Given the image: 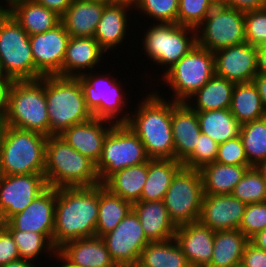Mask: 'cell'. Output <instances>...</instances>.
I'll return each mask as SVG.
<instances>
[{"label": "cell", "mask_w": 266, "mask_h": 267, "mask_svg": "<svg viewBox=\"0 0 266 267\" xmlns=\"http://www.w3.org/2000/svg\"><path fill=\"white\" fill-rule=\"evenodd\" d=\"M98 206L99 184L57 188L53 245L58 249L70 240L95 237Z\"/></svg>", "instance_id": "obj_1"}, {"label": "cell", "mask_w": 266, "mask_h": 267, "mask_svg": "<svg viewBox=\"0 0 266 267\" xmlns=\"http://www.w3.org/2000/svg\"><path fill=\"white\" fill-rule=\"evenodd\" d=\"M159 93L153 89L144 94L146 98L137 102L126 124L139 137L150 159H175L171 100Z\"/></svg>", "instance_id": "obj_2"}, {"label": "cell", "mask_w": 266, "mask_h": 267, "mask_svg": "<svg viewBox=\"0 0 266 267\" xmlns=\"http://www.w3.org/2000/svg\"><path fill=\"white\" fill-rule=\"evenodd\" d=\"M44 177L47 186L91 187L100 184L95 163L60 136H48Z\"/></svg>", "instance_id": "obj_3"}, {"label": "cell", "mask_w": 266, "mask_h": 267, "mask_svg": "<svg viewBox=\"0 0 266 267\" xmlns=\"http://www.w3.org/2000/svg\"><path fill=\"white\" fill-rule=\"evenodd\" d=\"M47 138L0 123L2 175L44 174Z\"/></svg>", "instance_id": "obj_4"}, {"label": "cell", "mask_w": 266, "mask_h": 267, "mask_svg": "<svg viewBox=\"0 0 266 267\" xmlns=\"http://www.w3.org/2000/svg\"><path fill=\"white\" fill-rule=\"evenodd\" d=\"M0 123L50 136L45 96V76L38 80L15 81Z\"/></svg>", "instance_id": "obj_5"}, {"label": "cell", "mask_w": 266, "mask_h": 267, "mask_svg": "<svg viewBox=\"0 0 266 267\" xmlns=\"http://www.w3.org/2000/svg\"><path fill=\"white\" fill-rule=\"evenodd\" d=\"M45 96L50 136H58L71 126L93 118L75 77L45 76Z\"/></svg>", "instance_id": "obj_6"}, {"label": "cell", "mask_w": 266, "mask_h": 267, "mask_svg": "<svg viewBox=\"0 0 266 267\" xmlns=\"http://www.w3.org/2000/svg\"><path fill=\"white\" fill-rule=\"evenodd\" d=\"M97 72L90 71L76 77L81 84L87 108L94 118L126 124L131 112L126 108L128 100L130 101L128 91L122 88L124 86L117 77H112L107 71L106 74Z\"/></svg>", "instance_id": "obj_7"}, {"label": "cell", "mask_w": 266, "mask_h": 267, "mask_svg": "<svg viewBox=\"0 0 266 267\" xmlns=\"http://www.w3.org/2000/svg\"><path fill=\"white\" fill-rule=\"evenodd\" d=\"M151 25L141 35L140 45L148 61L164 68L162 77L197 44L196 29L177 23L151 22Z\"/></svg>", "instance_id": "obj_8"}, {"label": "cell", "mask_w": 266, "mask_h": 267, "mask_svg": "<svg viewBox=\"0 0 266 267\" xmlns=\"http://www.w3.org/2000/svg\"><path fill=\"white\" fill-rule=\"evenodd\" d=\"M215 75L214 52L197 44L160 78L175 102H186ZM171 88V89H170ZM173 93V94H172Z\"/></svg>", "instance_id": "obj_9"}, {"label": "cell", "mask_w": 266, "mask_h": 267, "mask_svg": "<svg viewBox=\"0 0 266 267\" xmlns=\"http://www.w3.org/2000/svg\"><path fill=\"white\" fill-rule=\"evenodd\" d=\"M149 160L145 146L133 130L127 124H114L104 140L95 168L103 184L115 172Z\"/></svg>", "instance_id": "obj_10"}, {"label": "cell", "mask_w": 266, "mask_h": 267, "mask_svg": "<svg viewBox=\"0 0 266 267\" xmlns=\"http://www.w3.org/2000/svg\"><path fill=\"white\" fill-rule=\"evenodd\" d=\"M0 64L15 81L34 80L29 35L8 11H0Z\"/></svg>", "instance_id": "obj_11"}, {"label": "cell", "mask_w": 266, "mask_h": 267, "mask_svg": "<svg viewBox=\"0 0 266 267\" xmlns=\"http://www.w3.org/2000/svg\"><path fill=\"white\" fill-rule=\"evenodd\" d=\"M203 197L200 171L182 166L174 175L163 200L176 227L198 221Z\"/></svg>", "instance_id": "obj_12"}, {"label": "cell", "mask_w": 266, "mask_h": 267, "mask_svg": "<svg viewBox=\"0 0 266 267\" xmlns=\"http://www.w3.org/2000/svg\"><path fill=\"white\" fill-rule=\"evenodd\" d=\"M196 39L211 52L245 43V13L217 4L196 28Z\"/></svg>", "instance_id": "obj_13"}, {"label": "cell", "mask_w": 266, "mask_h": 267, "mask_svg": "<svg viewBox=\"0 0 266 267\" xmlns=\"http://www.w3.org/2000/svg\"><path fill=\"white\" fill-rule=\"evenodd\" d=\"M115 264L134 265L141 251L151 242L145 235L139 217L132 209L115 229L101 237Z\"/></svg>", "instance_id": "obj_14"}, {"label": "cell", "mask_w": 266, "mask_h": 267, "mask_svg": "<svg viewBox=\"0 0 266 267\" xmlns=\"http://www.w3.org/2000/svg\"><path fill=\"white\" fill-rule=\"evenodd\" d=\"M69 38L62 23L44 33L29 36L34 59V80L43 76H61Z\"/></svg>", "instance_id": "obj_15"}, {"label": "cell", "mask_w": 266, "mask_h": 267, "mask_svg": "<svg viewBox=\"0 0 266 267\" xmlns=\"http://www.w3.org/2000/svg\"><path fill=\"white\" fill-rule=\"evenodd\" d=\"M44 174L0 176V223L22 212L46 188Z\"/></svg>", "instance_id": "obj_16"}, {"label": "cell", "mask_w": 266, "mask_h": 267, "mask_svg": "<svg viewBox=\"0 0 266 267\" xmlns=\"http://www.w3.org/2000/svg\"><path fill=\"white\" fill-rule=\"evenodd\" d=\"M55 204L56 188L48 186L22 212L11 216L2 225L7 230L44 234L53 242Z\"/></svg>", "instance_id": "obj_17"}, {"label": "cell", "mask_w": 266, "mask_h": 267, "mask_svg": "<svg viewBox=\"0 0 266 267\" xmlns=\"http://www.w3.org/2000/svg\"><path fill=\"white\" fill-rule=\"evenodd\" d=\"M215 75L238 84L257 75V47L245 42L214 52Z\"/></svg>", "instance_id": "obj_18"}, {"label": "cell", "mask_w": 266, "mask_h": 267, "mask_svg": "<svg viewBox=\"0 0 266 267\" xmlns=\"http://www.w3.org/2000/svg\"><path fill=\"white\" fill-rule=\"evenodd\" d=\"M246 206L231 194L204 195L198 221L215 232L239 229Z\"/></svg>", "instance_id": "obj_19"}, {"label": "cell", "mask_w": 266, "mask_h": 267, "mask_svg": "<svg viewBox=\"0 0 266 267\" xmlns=\"http://www.w3.org/2000/svg\"><path fill=\"white\" fill-rule=\"evenodd\" d=\"M133 10V5L128 3L115 2L105 6L94 39L106 54L116 51L125 39H129V20L133 21V17L130 19L128 16Z\"/></svg>", "instance_id": "obj_20"}, {"label": "cell", "mask_w": 266, "mask_h": 267, "mask_svg": "<svg viewBox=\"0 0 266 267\" xmlns=\"http://www.w3.org/2000/svg\"><path fill=\"white\" fill-rule=\"evenodd\" d=\"M113 125L110 121L93 117L89 121L71 126L58 136L96 164L100 159L104 140Z\"/></svg>", "instance_id": "obj_21"}, {"label": "cell", "mask_w": 266, "mask_h": 267, "mask_svg": "<svg viewBox=\"0 0 266 267\" xmlns=\"http://www.w3.org/2000/svg\"><path fill=\"white\" fill-rule=\"evenodd\" d=\"M215 231L199 221L178 226L175 240L182 248L191 267H208L214 246Z\"/></svg>", "instance_id": "obj_22"}, {"label": "cell", "mask_w": 266, "mask_h": 267, "mask_svg": "<svg viewBox=\"0 0 266 267\" xmlns=\"http://www.w3.org/2000/svg\"><path fill=\"white\" fill-rule=\"evenodd\" d=\"M106 53L94 37H70L61 69V77H78L104 64ZM104 57V58H103ZM97 66V67H96Z\"/></svg>", "instance_id": "obj_23"}, {"label": "cell", "mask_w": 266, "mask_h": 267, "mask_svg": "<svg viewBox=\"0 0 266 267\" xmlns=\"http://www.w3.org/2000/svg\"><path fill=\"white\" fill-rule=\"evenodd\" d=\"M171 127L175 160L183 162L194 151L201 133L197 111L185 102L171 100Z\"/></svg>", "instance_id": "obj_24"}, {"label": "cell", "mask_w": 266, "mask_h": 267, "mask_svg": "<svg viewBox=\"0 0 266 267\" xmlns=\"http://www.w3.org/2000/svg\"><path fill=\"white\" fill-rule=\"evenodd\" d=\"M57 252L76 267H113L105 242L101 237L80 238L65 242Z\"/></svg>", "instance_id": "obj_25"}, {"label": "cell", "mask_w": 266, "mask_h": 267, "mask_svg": "<svg viewBox=\"0 0 266 267\" xmlns=\"http://www.w3.org/2000/svg\"><path fill=\"white\" fill-rule=\"evenodd\" d=\"M133 210L139 217L146 237L151 241H167L175 237L176 226L170 220L163 200L137 201Z\"/></svg>", "instance_id": "obj_26"}, {"label": "cell", "mask_w": 266, "mask_h": 267, "mask_svg": "<svg viewBox=\"0 0 266 267\" xmlns=\"http://www.w3.org/2000/svg\"><path fill=\"white\" fill-rule=\"evenodd\" d=\"M106 5L104 2L73 0L61 16V23L70 37H94Z\"/></svg>", "instance_id": "obj_27"}, {"label": "cell", "mask_w": 266, "mask_h": 267, "mask_svg": "<svg viewBox=\"0 0 266 267\" xmlns=\"http://www.w3.org/2000/svg\"><path fill=\"white\" fill-rule=\"evenodd\" d=\"M8 12L29 36L44 33L61 23V16L34 0L18 2Z\"/></svg>", "instance_id": "obj_28"}, {"label": "cell", "mask_w": 266, "mask_h": 267, "mask_svg": "<svg viewBox=\"0 0 266 267\" xmlns=\"http://www.w3.org/2000/svg\"><path fill=\"white\" fill-rule=\"evenodd\" d=\"M252 165H226L212 162L199 171L202 176L204 195L231 194Z\"/></svg>", "instance_id": "obj_29"}, {"label": "cell", "mask_w": 266, "mask_h": 267, "mask_svg": "<svg viewBox=\"0 0 266 267\" xmlns=\"http://www.w3.org/2000/svg\"><path fill=\"white\" fill-rule=\"evenodd\" d=\"M235 83L214 75L185 102L194 111L229 109Z\"/></svg>", "instance_id": "obj_30"}, {"label": "cell", "mask_w": 266, "mask_h": 267, "mask_svg": "<svg viewBox=\"0 0 266 267\" xmlns=\"http://www.w3.org/2000/svg\"><path fill=\"white\" fill-rule=\"evenodd\" d=\"M249 238L239 229L216 231L208 267H239Z\"/></svg>", "instance_id": "obj_31"}, {"label": "cell", "mask_w": 266, "mask_h": 267, "mask_svg": "<svg viewBox=\"0 0 266 267\" xmlns=\"http://www.w3.org/2000/svg\"><path fill=\"white\" fill-rule=\"evenodd\" d=\"M148 175V162L129 166L112 174L104 183L112 194L132 204L140 201Z\"/></svg>", "instance_id": "obj_32"}, {"label": "cell", "mask_w": 266, "mask_h": 267, "mask_svg": "<svg viewBox=\"0 0 266 267\" xmlns=\"http://www.w3.org/2000/svg\"><path fill=\"white\" fill-rule=\"evenodd\" d=\"M182 166V162L175 159H150L140 200H164L174 175Z\"/></svg>", "instance_id": "obj_33"}, {"label": "cell", "mask_w": 266, "mask_h": 267, "mask_svg": "<svg viewBox=\"0 0 266 267\" xmlns=\"http://www.w3.org/2000/svg\"><path fill=\"white\" fill-rule=\"evenodd\" d=\"M229 110L241 125L266 116L254 81L235 84Z\"/></svg>", "instance_id": "obj_34"}, {"label": "cell", "mask_w": 266, "mask_h": 267, "mask_svg": "<svg viewBox=\"0 0 266 267\" xmlns=\"http://www.w3.org/2000/svg\"><path fill=\"white\" fill-rule=\"evenodd\" d=\"M133 209V204L112 194L103 184H99L98 220L96 236L102 237L113 231Z\"/></svg>", "instance_id": "obj_35"}, {"label": "cell", "mask_w": 266, "mask_h": 267, "mask_svg": "<svg viewBox=\"0 0 266 267\" xmlns=\"http://www.w3.org/2000/svg\"><path fill=\"white\" fill-rule=\"evenodd\" d=\"M200 131L218 144L240 135L241 124L229 109L197 111Z\"/></svg>", "instance_id": "obj_36"}, {"label": "cell", "mask_w": 266, "mask_h": 267, "mask_svg": "<svg viewBox=\"0 0 266 267\" xmlns=\"http://www.w3.org/2000/svg\"><path fill=\"white\" fill-rule=\"evenodd\" d=\"M138 263L143 267H191L175 238L149 242Z\"/></svg>", "instance_id": "obj_37"}, {"label": "cell", "mask_w": 266, "mask_h": 267, "mask_svg": "<svg viewBox=\"0 0 266 267\" xmlns=\"http://www.w3.org/2000/svg\"><path fill=\"white\" fill-rule=\"evenodd\" d=\"M16 243L17 250L21 259L35 262V260H41L40 257L44 255L54 258L57 253V248L53 245V242L44 234L8 230ZM42 254V255H41ZM40 256V257H39ZM38 258V259H37Z\"/></svg>", "instance_id": "obj_38"}, {"label": "cell", "mask_w": 266, "mask_h": 267, "mask_svg": "<svg viewBox=\"0 0 266 267\" xmlns=\"http://www.w3.org/2000/svg\"><path fill=\"white\" fill-rule=\"evenodd\" d=\"M248 162L256 166L266 159V116L241 125L240 135Z\"/></svg>", "instance_id": "obj_39"}, {"label": "cell", "mask_w": 266, "mask_h": 267, "mask_svg": "<svg viewBox=\"0 0 266 267\" xmlns=\"http://www.w3.org/2000/svg\"><path fill=\"white\" fill-rule=\"evenodd\" d=\"M231 195L246 204L266 202V182L255 166L246 171Z\"/></svg>", "instance_id": "obj_40"}, {"label": "cell", "mask_w": 266, "mask_h": 267, "mask_svg": "<svg viewBox=\"0 0 266 267\" xmlns=\"http://www.w3.org/2000/svg\"><path fill=\"white\" fill-rule=\"evenodd\" d=\"M178 8L179 0H138L133 6L136 14H143L154 23H177Z\"/></svg>", "instance_id": "obj_41"}, {"label": "cell", "mask_w": 266, "mask_h": 267, "mask_svg": "<svg viewBox=\"0 0 266 267\" xmlns=\"http://www.w3.org/2000/svg\"><path fill=\"white\" fill-rule=\"evenodd\" d=\"M216 5L214 0H179L177 24L196 29Z\"/></svg>", "instance_id": "obj_42"}, {"label": "cell", "mask_w": 266, "mask_h": 267, "mask_svg": "<svg viewBox=\"0 0 266 267\" xmlns=\"http://www.w3.org/2000/svg\"><path fill=\"white\" fill-rule=\"evenodd\" d=\"M219 144L206 134L200 133L194 151L182 162L184 167L200 170L215 162Z\"/></svg>", "instance_id": "obj_43"}, {"label": "cell", "mask_w": 266, "mask_h": 267, "mask_svg": "<svg viewBox=\"0 0 266 267\" xmlns=\"http://www.w3.org/2000/svg\"><path fill=\"white\" fill-rule=\"evenodd\" d=\"M245 37L252 46L266 45V8L245 12Z\"/></svg>", "instance_id": "obj_44"}, {"label": "cell", "mask_w": 266, "mask_h": 267, "mask_svg": "<svg viewBox=\"0 0 266 267\" xmlns=\"http://www.w3.org/2000/svg\"><path fill=\"white\" fill-rule=\"evenodd\" d=\"M266 228V202L247 204L245 213L239 225L249 239L257 232Z\"/></svg>", "instance_id": "obj_45"}, {"label": "cell", "mask_w": 266, "mask_h": 267, "mask_svg": "<svg viewBox=\"0 0 266 267\" xmlns=\"http://www.w3.org/2000/svg\"><path fill=\"white\" fill-rule=\"evenodd\" d=\"M215 162L226 165H251L240 136L219 144Z\"/></svg>", "instance_id": "obj_46"}, {"label": "cell", "mask_w": 266, "mask_h": 267, "mask_svg": "<svg viewBox=\"0 0 266 267\" xmlns=\"http://www.w3.org/2000/svg\"><path fill=\"white\" fill-rule=\"evenodd\" d=\"M20 259L16 243L11 233L1 224L0 225V266L6 265L11 261Z\"/></svg>", "instance_id": "obj_47"}, {"label": "cell", "mask_w": 266, "mask_h": 267, "mask_svg": "<svg viewBox=\"0 0 266 267\" xmlns=\"http://www.w3.org/2000/svg\"><path fill=\"white\" fill-rule=\"evenodd\" d=\"M239 267H266V251L257 248L249 241L245 246Z\"/></svg>", "instance_id": "obj_48"}, {"label": "cell", "mask_w": 266, "mask_h": 267, "mask_svg": "<svg viewBox=\"0 0 266 267\" xmlns=\"http://www.w3.org/2000/svg\"><path fill=\"white\" fill-rule=\"evenodd\" d=\"M224 5L245 13L266 8V0H227Z\"/></svg>", "instance_id": "obj_49"}, {"label": "cell", "mask_w": 266, "mask_h": 267, "mask_svg": "<svg viewBox=\"0 0 266 267\" xmlns=\"http://www.w3.org/2000/svg\"><path fill=\"white\" fill-rule=\"evenodd\" d=\"M14 82L15 80L8 76L4 80H0V117L8 105L10 91Z\"/></svg>", "instance_id": "obj_50"}, {"label": "cell", "mask_w": 266, "mask_h": 267, "mask_svg": "<svg viewBox=\"0 0 266 267\" xmlns=\"http://www.w3.org/2000/svg\"><path fill=\"white\" fill-rule=\"evenodd\" d=\"M36 3L53 10L59 16H62L73 0H34Z\"/></svg>", "instance_id": "obj_51"}, {"label": "cell", "mask_w": 266, "mask_h": 267, "mask_svg": "<svg viewBox=\"0 0 266 267\" xmlns=\"http://www.w3.org/2000/svg\"><path fill=\"white\" fill-rule=\"evenodd\" d=\"M253 81L258 88L263 107L266 111V74H257Z\"/></svg>", "instance_id": "obj_52"}, {"label": "cell", "mask_w": 266, "mask_h": 267, "mask_svg": "<svg viewBox=\"0 0 266 267\" xmlns=\"http://www.w3.org/2000/svg\"><path fill=\"white\" fill-rule=\"evenodd\" d=\"M257 74H266V45L257 47Z\"/></svg>", "instance_id": "obj_53"}, {"label": "cell", "mask_w": 266, "mask_h": 267, "mask_svg": "<svg viewBox=\"0 0 266 267\" xmlns=\"http://www.w3.org/2000/svg\"><path fill=\"white\" fill-rule=\"evenodd\" d=\"M249 241L257 248L266 251V228L257 232Z\"/></svg>", "instance_id": "obj_54"}, {"label": "cell", "mask_w": 266, "mask_h": 267, "mask_svg": "<svg viewBox=\"0 0 266 267\" xmlns=\"http://www.w3.org/2000/svg\"><path fill=\"white\" fill-rule=\"evenodd\" d=\"M39 267L36 265V263L29 261V260H24V259H18L15 261H11L7 263L6 265H2L0 267Z\"/></svg>", "instance_id": "obj_55"}, {"label": "cell", "mask_w": 266, "mask_h": 267, "mask_svg": "<svg viewBox=\"0 0 266 267\" xmlns=\"http://www.w3.org/2000/svg\"><path fill=\"white\" fill-rule=\"evenodd\" d=\"M0 1H1L0 11H8L14 4L21 2V1H26V0H0Z\"/></svg>", "instance_id": "obj_56"}, {"label": "cell", "mask_w": 266, "mask_h": 267, "mask_svg": "<svg viewBox=\"0 0 266 267\" xmlns=\"http://www.w3.org/2000/svg\"><path fill=\"white\" fill-rule=\"evenodd\" d=\"M255 167L261 173L263 179L266 182V159L260 161Z\"/></svg>", "instance_id": "obj_57"}, {"label": "cell", "mask_w": 266, "mask_h": 267, "mask_svg": "<svg viewBox=\"0 0 266 267\" xmlns=\"http://www.w3.org/2000/svg\"><path fill=\"white\" fill-rule=\"evenodd\" d=\"M54 258H56L57 259L56 262L59 263L58 266L56 265V267H76V266H73L70 263H68L58 252L55 254ZM59 261H61V262H59Z\"/></svg>", "instance_id": "obj_58"}, {"label": "cell", "mask_w": 266, "mask_h": 267, "mask_svg": "<svg viewBox=\"0 0 266 267\" xmlns=\"http://www.w3.org/2000/svg\"><path fill=\"white\" fill-rule=\"evenodd\" d=\"M116 2H121V3H128V4H131V5H135V3L138 1V0H115Z\"/></svg>", "instance_id": "obj_59"}, {"label": "cell", "mask_w": 266, "mask_h": 267, "mask_svg": "<svg viewBox=\"0 0 266 267\" xmlns=\"http://www.w3.org/2000/svg\"><path fill=\"white\" fill-rule=\"evenodd\" d=\"M86 1H93V2H104L106 4H112L115 3V0H86Z\"/></svg>", "instance_id": "obj_60"}, {"label": "cell", "mask_w": 266, "mask_h": 267, "mask_svg": "<svg viewBox=\"0 0 266 267\" xmlns=\"http://www.w3.org/2000/svg\"><path fill=\"white\" fill-rule=\"evenodd\" d=\"M7 77V75L5 74L1 64H0V80H4Z\"/></svg>", "instance_id": "obj_61"}, {"label": "cell", "mask_w": 266, "mask_h": 267, "mask_svg": "<svg viewBox=\"0 0 266 267\" xmlns=\"http://www.w3.org/2000/svg\"><path fill=\"white\" fill-rule=\"evenodd\" d=\"M113 267H133V265H121V264H115Z\"/></svg>", "instance_id": "obj_62"}, {"label": "cell", "mask_w": 266, "mask_h": 267, "mask_svg": "<svg viewBox=\"0 0 266 267\" xmlns=\"http://www.w3.org/2000/svg\"><path fill=\"white\" fill-rule=\"evenodd\" d=\"M217 4H224L227 0H214Z\"/></svg>", "instance_id": "obj_63"}, {"label": "cell", "mask_w": 266, "mask_h": 267, "mask_svg": "<svg viewBox=\"0 0 266 267\" xmlns=\"http://www.w3.org/2000/svg\"><path fill=\"white\" fill-rule=\"evenodd\" d=\"M133 267H143L141 266L138 262L136 264L133 265Z\"/></svg>", "instance_id": "obj_64"}]
</instances>
